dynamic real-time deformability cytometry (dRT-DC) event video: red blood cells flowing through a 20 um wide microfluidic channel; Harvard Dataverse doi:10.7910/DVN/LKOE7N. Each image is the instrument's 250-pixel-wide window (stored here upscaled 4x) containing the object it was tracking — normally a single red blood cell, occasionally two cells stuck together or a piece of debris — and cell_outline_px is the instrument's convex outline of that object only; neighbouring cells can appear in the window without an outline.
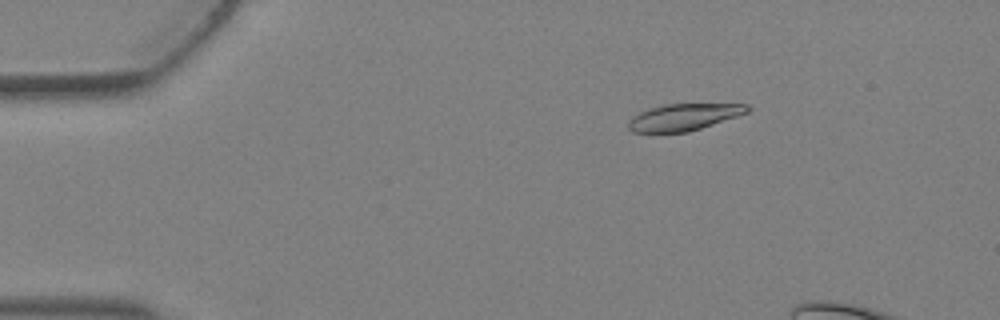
{"species": "Egyptian fruit bat (a non-hibernating species)", "species_latin": "Rousettus aegyptiacus", "temperature_condition": "warm", "stored_images_in_passage": 4, "camera_frame_rate_fps": 3000, "um_per_image_px": 0.085, "animal": {"sex": "female"}, "frame": {"image": 1, "passage_image": 2, "time_ms": 0.333, "image_size_px": [1000, 320], "cell_outline_px": [[752, 108], [748, 112], [688, 132], [632, 132], [628, 128], [628, 120], [640, 112], [664, 104], [748, 104]], "centroid_in_image_um": [58.12, 9.95], "position_along_channel_um": 26.9, "area_um2": 18.26}}